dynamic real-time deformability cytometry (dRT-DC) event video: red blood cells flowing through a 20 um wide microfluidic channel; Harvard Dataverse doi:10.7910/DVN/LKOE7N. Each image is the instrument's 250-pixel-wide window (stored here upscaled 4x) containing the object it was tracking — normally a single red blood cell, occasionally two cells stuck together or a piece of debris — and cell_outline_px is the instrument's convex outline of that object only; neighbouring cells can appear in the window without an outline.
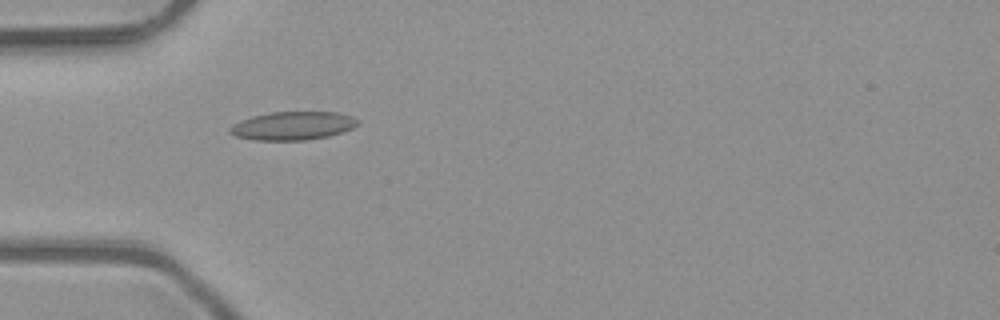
{"species": "common noctule bat (a hibernating species)", "species_latin": "Nyctalus noctula", "temperature_condition": "room temperature", "stored_images_in_passage": 3, "camera_frame_rate_fps": 3000, "um_per_image_px": 0.085, "animal": {"sex": "male", "body_mass_g": 23.1, "forearm_length_mm": 52.7}, "frame": {"image": 1, "passage_image": 2, "time_ms": 0.333, "image_size_px": [1000, 320], "cell_outline_px": [[360, 124], [344, 132], [328, 136], [304, 140], [252, 140], [236, 136], [228, 132], [228, 128], [232, 124], [240, 120], [252, 116], [268, 112], [340, 112], [352, 116]], "centroid_in_image_um": [24.86, 10.69], "position_along_channel_um": 60.1, "area_um2": 21.33}}
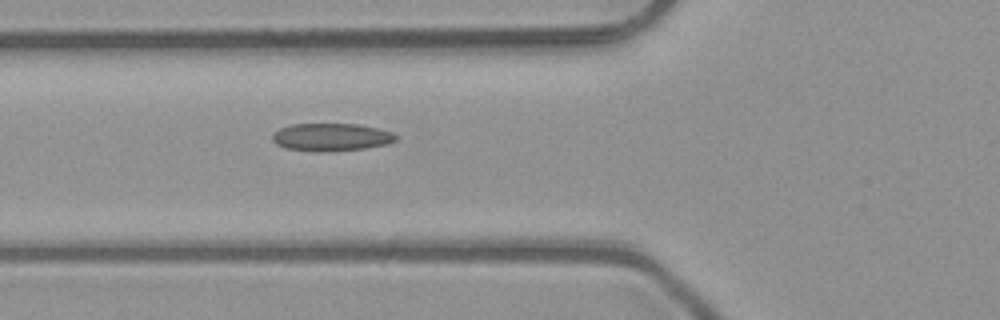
{"frame": {"image": 2, "passage_image": 3, "time_ms": 0.667, "image_size_px": [1000, 320], "cell_outline_px": [[396, 140], [388, 144], [364, 148], [328, 152], [316, 152], [284, 148], [276, 144], [272, 140], [272, 136], [280, 128], [292, 124], [360, 124], [392, 132], [396, 136]], "centroid_in_image_um": [28.14, 11.66], "position_along_channel_um": 97.7, "area_um2": 20.0}}